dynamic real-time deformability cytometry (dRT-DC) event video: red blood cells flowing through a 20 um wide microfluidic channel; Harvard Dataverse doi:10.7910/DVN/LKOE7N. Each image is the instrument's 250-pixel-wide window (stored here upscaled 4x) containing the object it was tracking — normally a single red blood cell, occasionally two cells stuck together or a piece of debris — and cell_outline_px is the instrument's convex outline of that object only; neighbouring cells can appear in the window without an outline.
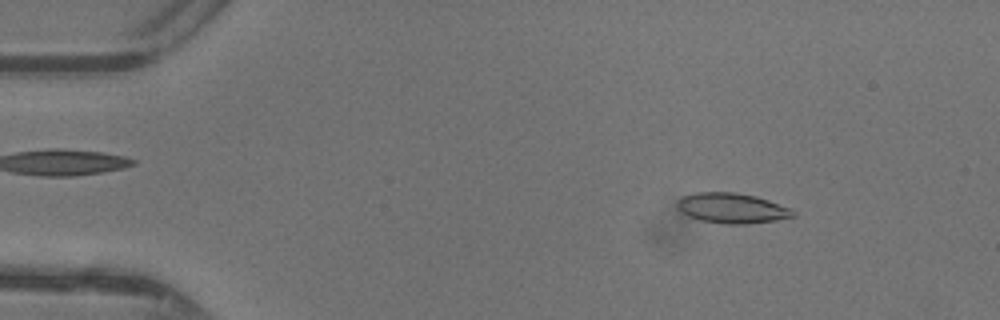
{"species": "common noctule bat (a hibernating species)", "species_latin": "Nyctalus noctula", "temperature_condition": "warm", "stored_images_in_passage": 43, "camera_frame_rate_fps": 3000, "um_per_image_px": 0.085, "animal": {"sex": "female"}, "frame": {"image": 1, "passage_image": 3, "time_ms": 0.667, "image_size_px": [1000, 320], "cell_outline_px": [[796, 216], [776, 220], [744, 224], [728, 224], [700, 220], [688, 216], [676, 208], [676, 200], [684, 196], [696, 192], [736, 192], [756, 196], [792, 208], [796, 212]], "centroid_in_image_um": [62.22, 17.68], "position_along_channel_um": 22.8, "area_um2": 20.52}}
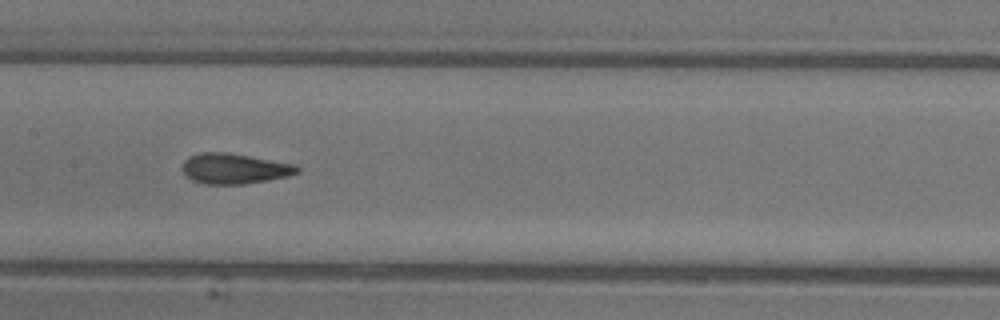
{"frame": {"image": 2, "passage_image": 20, "time_ms": 6.333, "image_size_px": [1000, 320], "cell_outline_px": [[300, 172], [288, 176], [244, 184], [204, 184], [192, 180], [184, 172], [184, 160], [200, 152], [228, 152], [296, 164], [300, 168]], "centroid_in_image_um": [19.97, 14.33], "position_along_channel_um": 187.4, "area_um2": 20.23}}
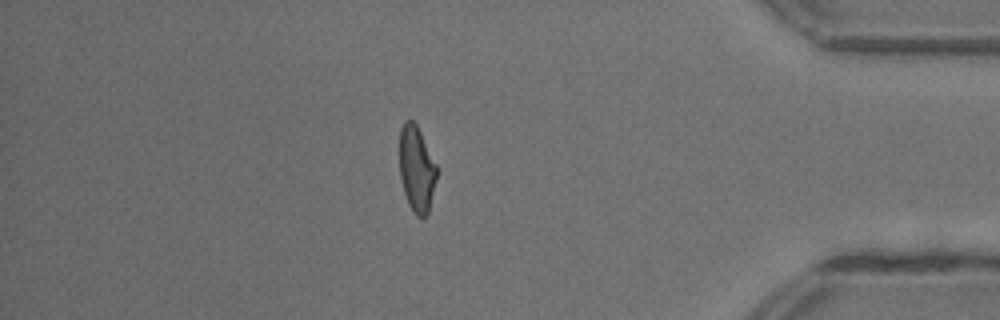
{"frame": {"image": 3, "passage_image": 37, "time_ms": 12.0, "image_size_px": [1000, 320], "cell_outline_px": [[436, 180], [428, 216], [416, 216], [408, 204], [404, 192], [400, 176], [400, 128], [404, 120], [412, 120], [416, 124], [436, 164]], "centroid_in_image_um": [35.4, 14.38], "position_along_channel_um": 399.8, "area_um2": 18.5}, "authors_computed_cell_mechanics": {"area_um2": 19.7098, "velocity_mm_per_s": 4.4045, "shape_relaxation_time_tau1_ms": 6.2039, "shape_relaxation_time_tau2_ms": 1.2752, "deformation_change_tau1": 0.2155, "deformation_change_tau2": 0.0791}}